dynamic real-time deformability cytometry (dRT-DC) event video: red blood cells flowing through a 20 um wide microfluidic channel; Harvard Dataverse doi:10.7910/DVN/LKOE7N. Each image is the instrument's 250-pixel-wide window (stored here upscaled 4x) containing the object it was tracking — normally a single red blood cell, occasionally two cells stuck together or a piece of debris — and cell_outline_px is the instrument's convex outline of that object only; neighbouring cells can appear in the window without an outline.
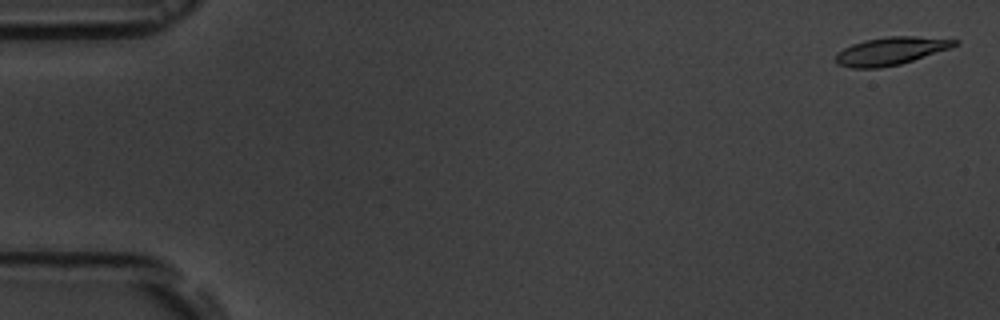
{"species": "common noctule bat (a hibernating species)", "species_latin": "Nyctalus noctula", "temperature_condition": "room temperature", "stored_images_in_passage": 17, "camera_frame_rate_fps": 3000, "um_per_image_px": 0.085, "animal": {"sex": "male", "body_mass_g": 19.5, "forearm_length_mm": 54.6}, "frame": {"image": 1, "passage_image": 1, "time_ms": 0.0, "image_size_px": [1000, 320], "cell_outline_px": [[960, 44], [900, 64], [880, 68], [852, 68], [836, 64], [836, 52], [852, 44], [864, 40], [888, 36], [916, 36], [960, 40]], "centroid_in_image_um": [75.68, 4.33], "position_along_channel_um": 9.3, "area_um2": 19.19}}
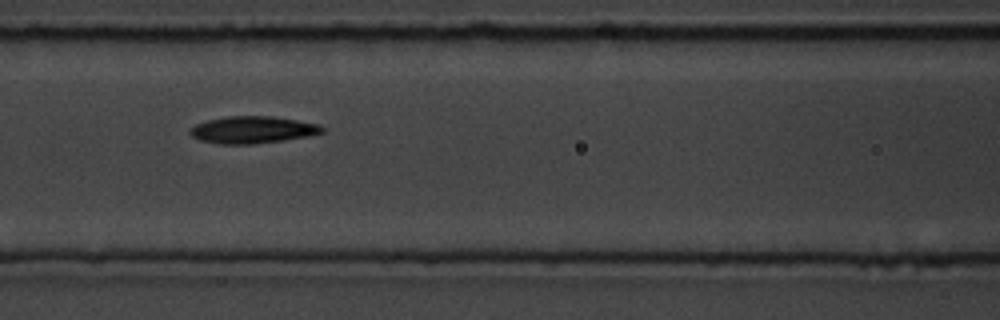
{"frame": {"image": 2, "passage_image": 8, "time_ms": 7.667, "image_size_px": [1000, 320], "cell_outline_px": [[324, 132], [308, 136], [284, 140], [252, 144], [216, 144], [200, 140], [192, 136], [188, 132], [196, 124], [208, 120], [228, 116], [272, 116], [296, 120], [316, 124], [324, 128]], "centroid_in_image_um": [21.45, 11.04], "position_along_channel_um": 145.2, "area_um2": 20.69}}
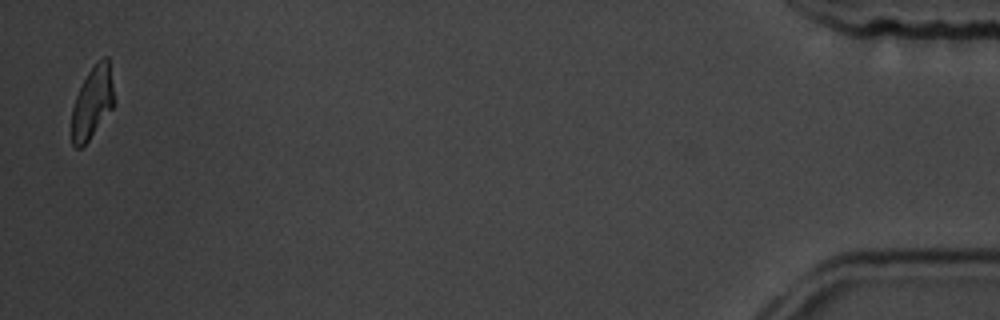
{"frame": {"image": 3, "passage_image": 17, "time_ms": 18.0, "image_size_px": [1000, 320], "cell_outline_px": [[116, 104], [88, 140], [80, 148], [76, 148], [72, 144], [72, 108], [76, 96], [88, 72], [104, 56], [108, 56], [116, 100]], "centroid_in_image_um": [7.88, 8.71], "position_along_channel_um": 427.3, "area_um2": 17.74}, "authors_computed_cell_mechanics": {"area_um2": 19.7676, "velocity_mm_per_s": 3.6198, "shape_relaxation_time_tau1_ms": null, "shape_relaxation_time_tau2_ms": 6.6931, "deformation_change_tau1": null, "deformation_change_tau2": 0.1459}}